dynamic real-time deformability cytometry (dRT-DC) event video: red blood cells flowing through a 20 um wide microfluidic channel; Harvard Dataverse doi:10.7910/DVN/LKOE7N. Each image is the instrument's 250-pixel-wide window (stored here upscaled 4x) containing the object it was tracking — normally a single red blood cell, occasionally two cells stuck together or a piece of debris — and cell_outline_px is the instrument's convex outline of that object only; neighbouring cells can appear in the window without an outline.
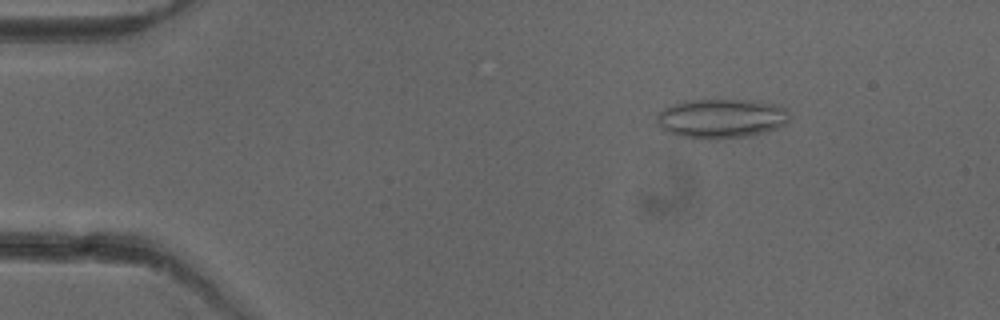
{"species": "common noctule bat (a hibernating species)", "species_latin": "Nyctalus noctula", "temperature_condition": "cold", "stored_images_in_passage": 52, "camera_frame_rate_fps": 3000, "um_per_image_px": 0.085, "animal": {"sex": "female"}, "frame": {"image": 1, "passage_image": 8, "time_ms": 2.333, "image_size_px": [1000, 320], "cell_outline_px": [[788, 120], [784, 124], [776, 128], [764, 132], [748, 136], [716, 140], [708, 140], [676, 136], [660, 128], [656, 124], [656, 116], [664, 108], [672, 104], [684, 100], [752, 100], [780, 104], [788, 112]], "centroid_in_image_um": [61.26, 10.08], "position_along_channel_um": 23.7, "area_um2": 30.92}}
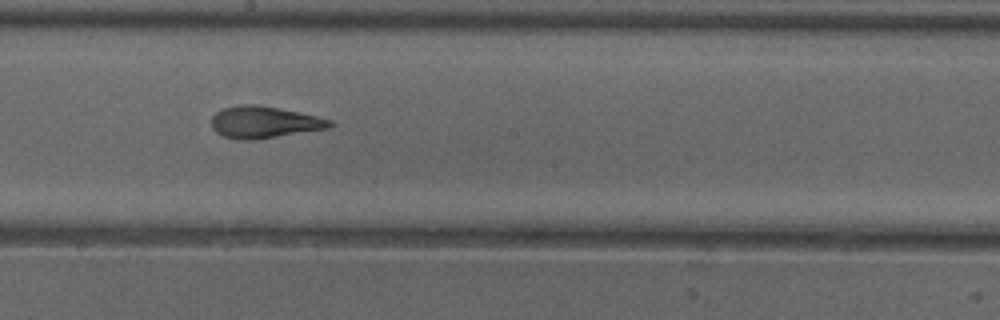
{"frame": {"image": 2, "passage_image": 29, "time_ms": 9.333, "image_size_px": [1000, 320], "cell_outline_px": [[336, 124], [328, 128], [252, 140], [240, 140], [224, 136], [216, 132], [212, 128], [212, 116], [216, 112], [224, 108], [244, 104], [252, 104], [276, 108], [316, 116], [332, 120]], "centroid_in_image_um": [22.44, 10.39], "position_along_channel_um": 225.8, "area_um2": 21.56}}
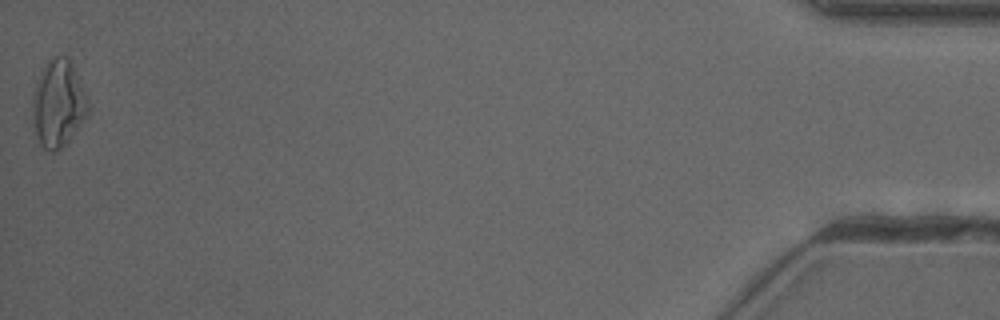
{"frame": {"image": 3, "passage_image": 52, "time_ms": 17.0, "image_size_px": [1000, 320], "cell_outline_px": [[92, 112], [68, 140], [56, 152], [52, 152], [44, 148], [40, 144], [36, 132], [32, 112], [32, 96], [36, 84], [44, 64], [52, 56], [68, 56], [84, 92]], "centroid_in_image_um": [4.96, 8.8], "position_along_channel_um": 430.2, "area_um2": 28.03}, "authors_computed_cell_mechanics": {"area_um2": 22.6287, "velocity_mm_per_s": 3.9766, "shape_relaxation_time_tau1_ms": 4.7267, "shape_relaxation_time_tau2_ms": 1.9996, "deformation_change_tau1": 0.1617, "deformation_change_tau2": 0.1001}}